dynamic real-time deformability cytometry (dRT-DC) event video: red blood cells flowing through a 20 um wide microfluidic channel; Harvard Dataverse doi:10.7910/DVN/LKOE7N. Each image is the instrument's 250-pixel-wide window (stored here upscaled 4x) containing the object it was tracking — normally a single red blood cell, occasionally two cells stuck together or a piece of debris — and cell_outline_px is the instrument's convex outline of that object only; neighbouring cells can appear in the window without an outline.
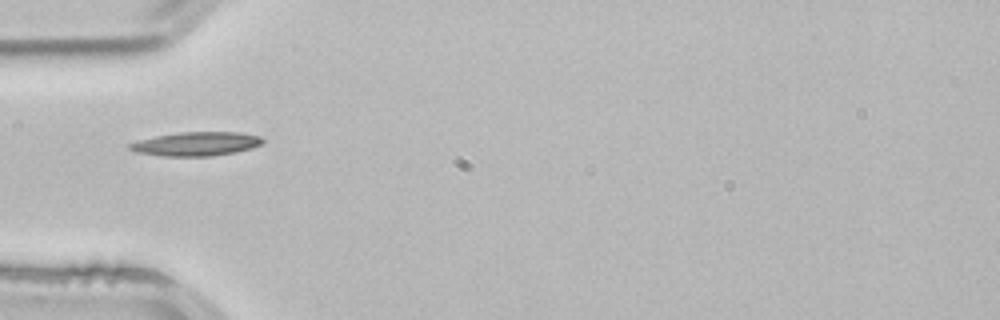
{"species": "common noctule bat (a hibernating species)", "species_latin": "Nyctalus noctula", "temperature_condition": "room temperature", "stored_images_in_passage": 2, "camera_frame_rate_fps": 3000, "um_per_image_px": 0.085, "animal": {"sex": "male", "body_mass_g": 21.5, "forearm_length_mm": 52.0}, "frame": {"image": 1, "passage_image": 2, "time_ms": 0.333, "image_size_px": [1000, 320], "cell_outline_px": [[264, 144], [252, 148], [236, 152], [212, 156], [160, 156], [136, 152], [128, 148], [128, 144], [136, 140], [156, 136], [180, 132], [240, 132], [260, 136], [264, 140]], "centroid_in_image_um": [16.69, 12.23], "position_along_channel_um": 68.3, "area_um2": 18.73}}